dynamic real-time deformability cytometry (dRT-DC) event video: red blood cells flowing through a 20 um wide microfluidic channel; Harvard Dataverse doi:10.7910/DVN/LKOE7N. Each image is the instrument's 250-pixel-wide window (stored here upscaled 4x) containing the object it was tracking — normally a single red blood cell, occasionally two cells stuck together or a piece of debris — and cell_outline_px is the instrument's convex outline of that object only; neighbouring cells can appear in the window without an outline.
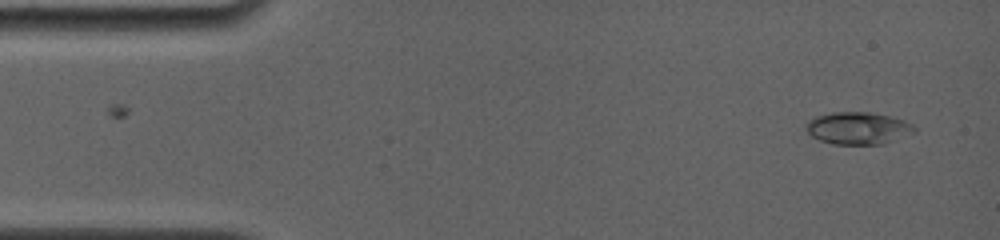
{"species": "common noctule bat (a hibernating species)", "species_latin": "Nyctalus noctula", "temperature_condition": "room temperature", "stored_images_in_passage": 62, "camera_frame_rate_fps": 4000, "um_per_image_px": 0.085, "animal": {"sex": "female", "body_mass_g": 19.0, "forearm_length_mm": 56.7}, "frame": {"image": 1, "passage_image": 3, "time_ms": 0.5, "image_size_px": [1000, 240], "cell_outline_px": [[916, 132], [880, 144], [832, 144], [820, 140], [812, 136], [804, 128], [804, 124], [808, 120], [816, 116], [832, 112], [868, 112], [888, 116], [904, 120], [912, 124], [916, 128]], "centroid_in_image_um": [72.89, 10.89], "position_along_channel_um": 12.1, "area_um2": 20.29}}
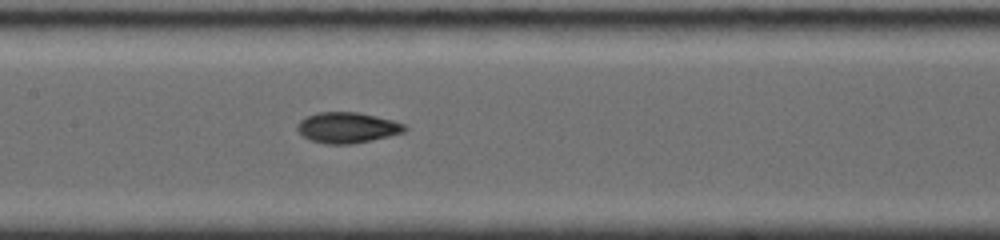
{"frame": {"image": 2, "passage_image": 33, "time_ms": 7.5, "image_size_px": [1000, 240], "cell_outline_px": [[408, 128], [404, 132], [372, 140], [352, 144], [324, 144], [308, 140], [296, 128], [296, 124], [304, 116], [320, 112], [356, 112], [376, 116], [392, 120], [404, 124]], "centroid_in_image_um": [29.48, 10.85], "position_along_channel_um": 177.9, "area_um2": 19.31}}
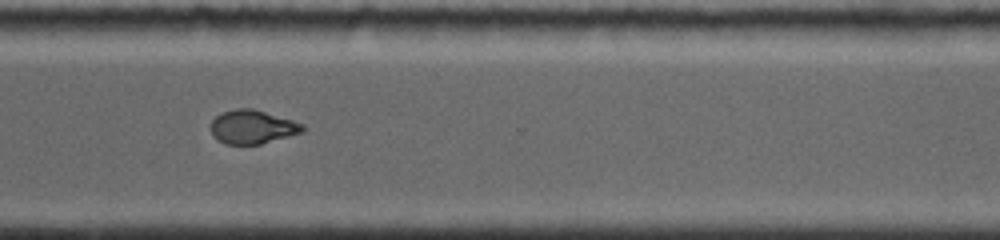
{"frame": {"image": 3, "passage_image": 61, "time_ms": 12.0, "image_size_px": [1000, 240], "cell_outline_px": [[304, 132], [260, 144], [224, 144], [212, 136], [212, 120], [220, 112], [236, 108], [252, 108], [292, 120], [304, 124]], "centroid_in_image_um": [21.45, 10.78], "position_along_channel_um": 349.2, "area_um2": 18.03}}